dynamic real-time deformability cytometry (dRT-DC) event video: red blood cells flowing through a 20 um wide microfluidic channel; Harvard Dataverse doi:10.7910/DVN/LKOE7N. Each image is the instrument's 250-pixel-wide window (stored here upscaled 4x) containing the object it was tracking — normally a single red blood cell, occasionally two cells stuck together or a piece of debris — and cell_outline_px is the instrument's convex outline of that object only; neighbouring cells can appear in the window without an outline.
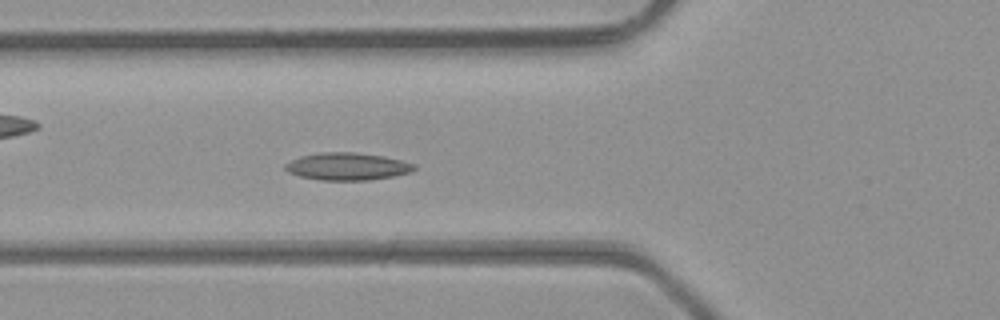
{"species": "common noctule bat (a hibernating species)", "species_latin": "Nyctalus noctula", "temperature_condition": "room temperature", "stored_images_in_passage": 47, "camera_frame_rate_fps": 3000, "um_per_image_px": 0.085, "animal": {"sex": "male", "body_mass_g": 23.1, "forearm_length_mm": 52.7}, "frame": {"image": 1, "passage_image": 17, "time_ms": 5.333, "image_size_px": [1000, 320], "cell_outline_px": [[416, 168], [412, 172], [392, 176], [368, 180], [320, 180], [300, 176], [288, 172], [284, 168], [284, 164], [300, 156], [320, 152], [352, 152], [384, 156], [416, 164]], "centroid_in_image_um": [29.52, 14.14], "position_along_channel_um": 96.3, "area_um2": 20.58}}
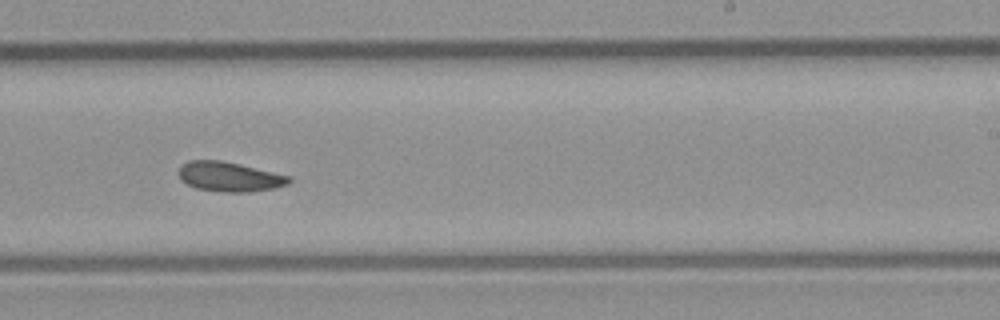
{"frame": {"image": 2, "passage_image": 29, "time_ms": 9.333, "image_size_px": [1000, 320], "cell_outline_px": [[292, 180], [288, 184], [272, 188], [252, 192], [224, 192], [196, 188], [180, 180], [180, 168], [188, 160], [220, 160], [240, 164], [292, 176]], "centroid_in_image_um": [19.54, 15.02], "position_along_channel_um": 269.5, "area_um2": 19.02}}
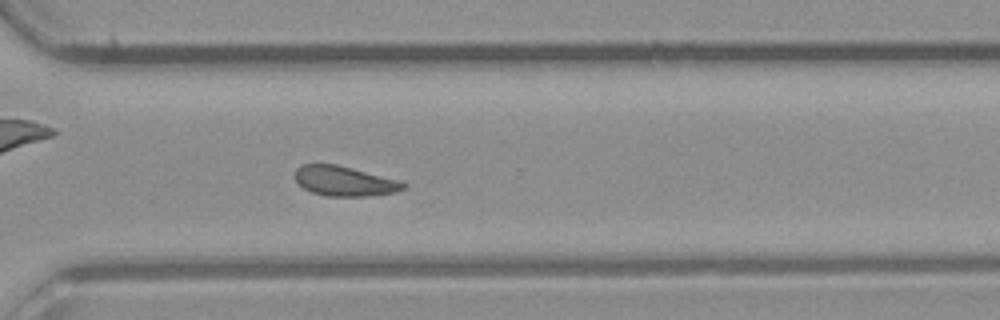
{"frame": {"image": 3, "passage_image": 34, "time_ms": 11.0, "image_size_px": [1000, 320], "cell_outline_px": [[408, 184], [404, 188], [396, 192], [372, 196], [328, 196], [312, 192], [304, 188], [296, 180], [296, 168], [300, 164], [336, 164], [400, 180]], "centroid_in_image_um": [29.31, 15.39], "position_along_channel_um": 341.3, "area_um2": 18.84}}